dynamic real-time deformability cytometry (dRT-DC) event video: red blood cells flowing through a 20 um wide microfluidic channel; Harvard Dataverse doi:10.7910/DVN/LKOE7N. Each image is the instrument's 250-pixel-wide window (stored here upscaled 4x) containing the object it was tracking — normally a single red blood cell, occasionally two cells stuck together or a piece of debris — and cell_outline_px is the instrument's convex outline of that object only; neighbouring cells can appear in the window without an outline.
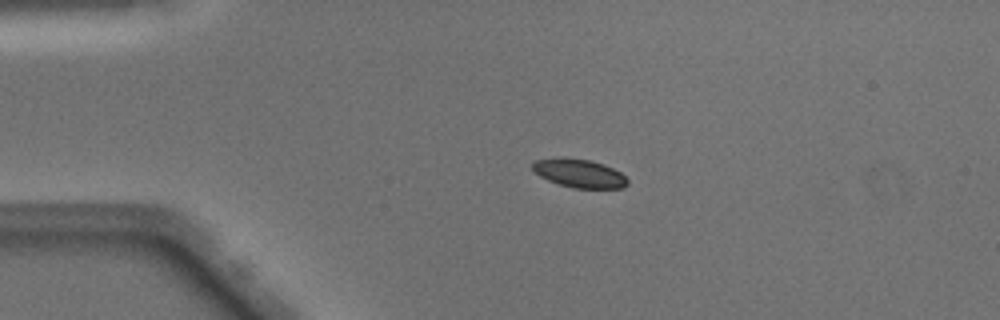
{"species": "Egyptian fruit bat (a non-hibernating species)", "species_latin": "Rousettus aegyptiacus", "temperature_condition": "warm", "stored_images_in_passage": 45, "camera_frame_rate_fps": 3000, "um_per_image_px": 0.085, "animal": {"sex": "male"}, "frame": {"image": 1, "passage_image": 6, "time_ms": 1.667, "image_size_px": [1000, 320], "cell_outline_px": [[628, 184], [624, 188], [572, 188], [548, 180], [540, 176], [532, 168], [532, 164], [536, 160], [560, 156], [564, 156], [588, 160], [604, 164], [620, 172], [628, 180]], "centroid_in_image_um": [49.24, 14.72], "position_along_channel_um": 35.8, "area_um2": 15.84}}
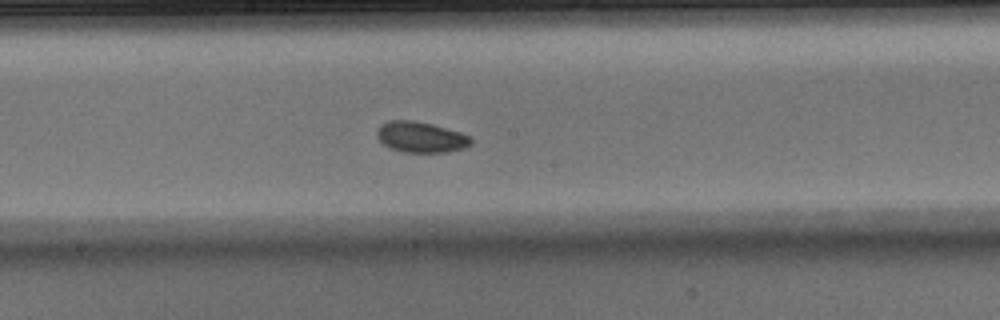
{"frame": {"image": 2, "passage_image": 22, "time_ms": 7.0, "image_size_px": [1000, 320], "cell_outline_px": [[472, 144], [464, 148], [448, 152], [404, 152], [392, 148], [384, 144], [376, 136], [376, 132], [380, 124], [388, 120], [416, 120], [432, 124], [460, 132], [472, 136]], "centroid_in_image_um": [35.79, 11.64], "position_along_channel_um": 212.4, "area_um2": 16.99}}
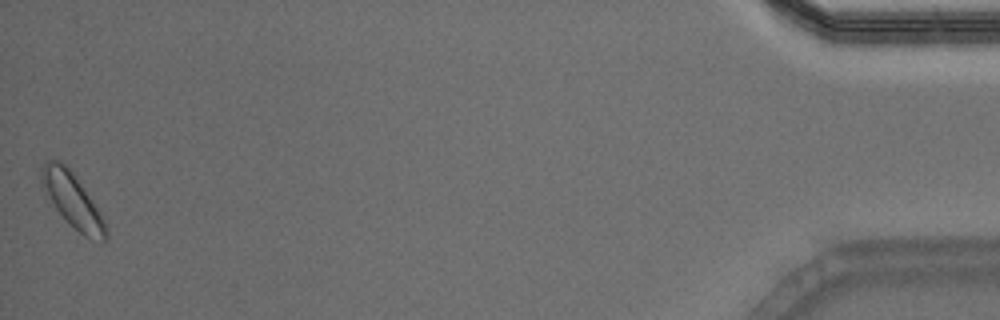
{"frame": {"image": 3, "passage_image": 45, "time_ms": 14.667, "image_size_px": [1000, 320], "cell_outline_px": [[108, 240], [100, 244], [84, 236], [68, 224], [40, 188], [40, 168], [44, 160], [60, 160], [72, 172], [100, 212], [108, 228]], "centroid_in_image_um": [6.14, 17.07], "position_along_channel_um": 429.1, "area_um2": 20.81}, "authors_computed_cell_mechanics": {"area_um2": 16.5308, "velocity_mm_per_s": 4.0302, "shape_relaxation_time_tau1_ms": 2.4915, "shape_relaxation_time_tau2_ms": null, "deformation_change_tau1": 0.0895, "deformation_change_tau2": null}}